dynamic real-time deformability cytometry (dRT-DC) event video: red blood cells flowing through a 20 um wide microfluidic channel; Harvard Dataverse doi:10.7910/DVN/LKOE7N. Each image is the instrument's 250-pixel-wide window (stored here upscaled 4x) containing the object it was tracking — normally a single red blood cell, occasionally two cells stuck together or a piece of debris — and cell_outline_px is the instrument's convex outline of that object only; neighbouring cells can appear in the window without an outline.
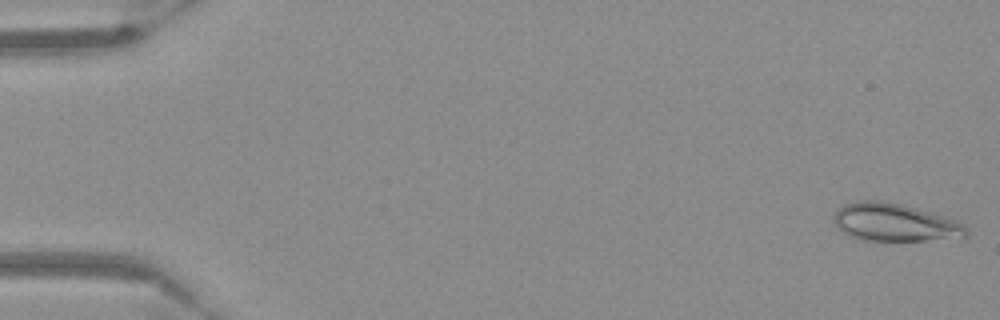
{"species": "Egyptian fruit bat (a non-hibernating species)", "species_latin": "Rousettus aegyptiacus", "temperature_condition": "warm", "stored_images_in_passage": 11, "camera_frame_rate_fps": 3000, "um_per_image_px": 0.085, "frame": {"image": 1, "passage_image": 1, "time_ms": 0.0, "image_size_px": [1000, 320], "cell_outline_px": [[968, 236], [924, 240], [860, 240], [844, 232], [836, 224], [836, 212], [844, 204], [856, 200], [880, 200], [900, 204], [948, 216], [956, 220], [968, 232]], "centroid_in_image_um": [76.06, 18.89], "position_along_channel_um": 8.9, "area_um2": 28.67}}